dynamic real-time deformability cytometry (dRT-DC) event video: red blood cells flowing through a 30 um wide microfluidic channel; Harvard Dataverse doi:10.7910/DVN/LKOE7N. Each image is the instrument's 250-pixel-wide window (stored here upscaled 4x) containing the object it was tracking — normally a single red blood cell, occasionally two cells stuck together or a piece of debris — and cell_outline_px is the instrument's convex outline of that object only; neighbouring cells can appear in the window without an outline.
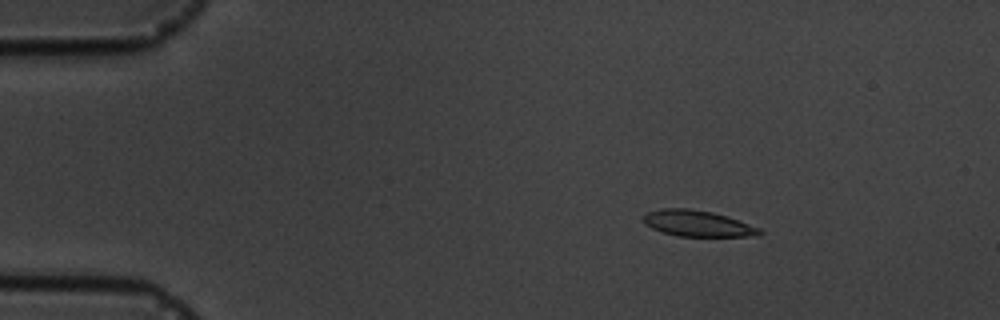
{"species": "common noctule bat (a hibernating species)", "species_latin": "Nyctalus noctula", "temperature_condition": "cold", "stored_images_in_passage": 16, "camera_frame_rate_fps": 3000, "um_per_image_px": 0.085, "animal": {"sex": "male", "body_mass_g": 19.5, "forearm_length_mm": 54.6}, "frame": {"image": 1, "passage_image": 3, "time_ms": 2.333, "image_size_px": [1000, 320], "cell_outline_px": [[764, 232], [760, 236], [680, 236], [664, 232], [652, 228], [644, 224], [644, 216], [648, 212], [660, 208], [688, 208], [712, 212], [728, 216], [760, 228]], "centroid_in_image_um": [59.33, 18.99], "position_along_channel_um": 25.7, "area_um2": 17.63}}
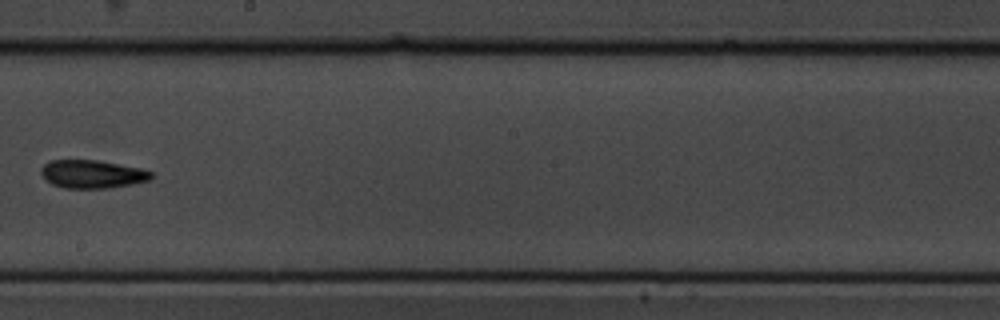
{"frame": {"image": 2, "passage_image": 10, "time_ms": 10.333, "image_size_px": [1000, 320], "cell_outline_px": [[152, 180], [132, 184], [108, 188], [64, 188], [52, 184], [44, 180], [40, 172], [40, 168], [44, 164], [52, 160], [96, 160], [140, 168], [152, 172]], "centroid_in_image_um": [7.81, 14.8], "position_along_channel_um": 240.4, "area_um2": 18.15}}
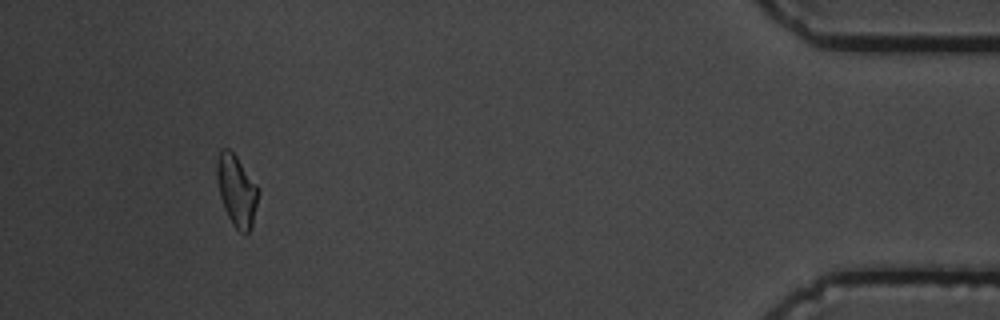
{"frame": {"image": 3, "passage_image": 15, "time_ms": 17.0, "image_size_px": [1000, 320], "cell_outline_px": [[256, 204], [252, 228], [244, 236], [232, 224], [224, 208], [220, 196], [216, 176], [216, 160], [220, 148], [228, 148], [236, 156], [256, 184]], "centroid_in_image_um": [20.07, 16.2], "position_along_channel_um": 415.1, "area_um2": 16.94}, "authors_computed_cell_mechanics": {"area_um2": 18.0914, "velocity_mm_per_s": 3.5655, "shape_relaxation_time_tau1_ms": 5.2323, "shape_relaxation_time_tau2_ms": 8.1917, "deformation_change_tau1": 0.1532, "deformation_change_tau2": 0.1517}}